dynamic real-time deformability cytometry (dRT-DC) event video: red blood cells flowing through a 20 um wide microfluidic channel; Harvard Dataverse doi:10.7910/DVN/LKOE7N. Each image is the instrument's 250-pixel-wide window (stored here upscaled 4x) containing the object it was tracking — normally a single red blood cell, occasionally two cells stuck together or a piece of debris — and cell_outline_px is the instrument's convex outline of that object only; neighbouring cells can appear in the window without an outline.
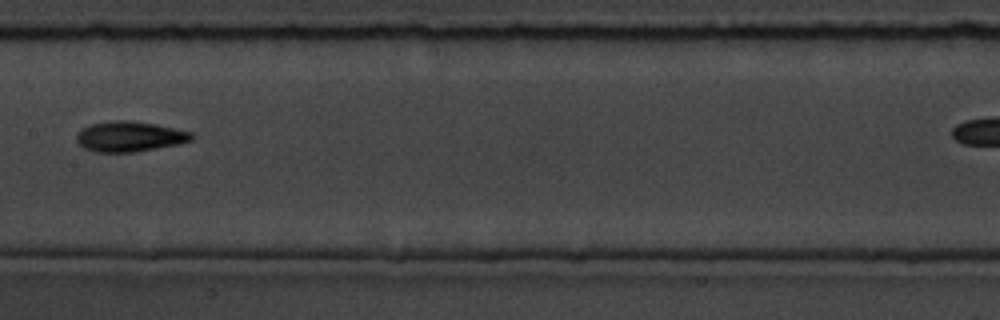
{"species": "common noctule bat (a hibernating species)", "species_latin": "Nyctalus noctula", "temperature_condition": "room temperature", "stored_images_in_passage": 12, "camera_frame_rate_fps": 3000, "um_per_image_px": 0.085, "animal": {"sex": "male", "body_mass_g": 19.5, "forearm_length_mm": 54.6}, "frame": {"image": 1, "passage_image": 6, "time_ms": 6.667, "image_size_px": [1000, 320], "cell_outline_px": [[192, 140], [176, 144], [156, 148], [132, 152], [96, 152], [84, 148], [76, 140], [76, 132], [92, 124], [112, 120], [128, 120], [156, 124], [192, 132]], "centroid_in_image_um": [10.99, 11.6], "position_along_channel_um": 196.4, "area_um2": 20.11}}
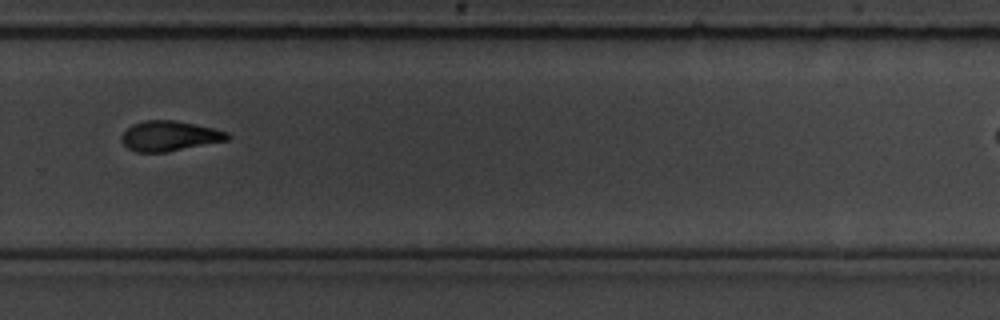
{"frame": {"image": 2, "passage_image": 9, "time_ms": 10.0, "image_size_px": [1000, 320], "cell_outline_px": [[232, 136], [228, 140], [168, 152], [136, 152], [128, 148], [120, 140], [120, 136], [132, 124], [144, 120], [172, 120], [212, 128], [228, 132]], "centroid_in_image_um": [14.39, 11.57], "position_along_channel_um": 315.4, "area_um2": 18.55}, "authors_computed_cell_mechanics": {"area_um2": 19.0451, "velocity_mm_per_s": 3.5885, "shape_relaxation_time_tau1_ms": 4.5938, "shape_relaxation_time_tau2_ms": null, "deformation_change_tau1": 0.1798, "deformation_change_tau2": null}}